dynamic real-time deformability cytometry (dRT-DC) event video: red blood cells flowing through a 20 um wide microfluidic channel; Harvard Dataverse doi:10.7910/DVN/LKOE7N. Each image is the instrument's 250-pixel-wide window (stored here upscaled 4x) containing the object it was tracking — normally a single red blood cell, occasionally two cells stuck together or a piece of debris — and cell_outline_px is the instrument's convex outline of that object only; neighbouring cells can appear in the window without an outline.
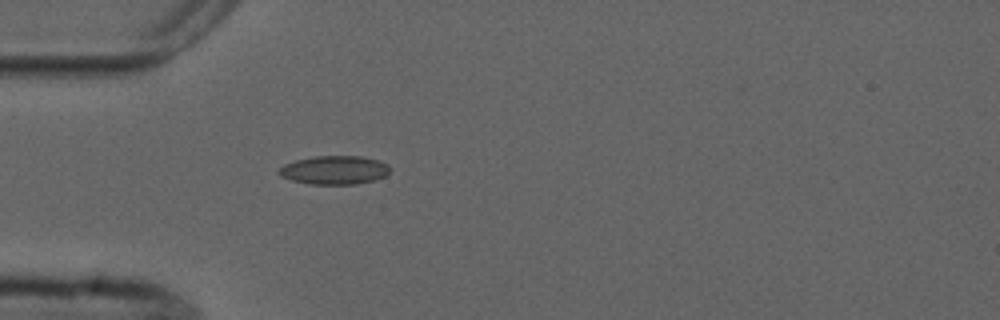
{"species": "common noctule bat (a hibernating species)", "species_latin": "Nyctalus noctula", "temperature_condition": "cold", "stored_images_in_passage": 1, "camera_frame_rate_fps": 3000, "um_per_image_px": 0.085, "animal": {"sex": "male", "forearm_length_mm": 52.5}, "frame": {"image": 1, "passage_image": 1, "time_ms": 0.0, "image_size_px": [1000, 320], "cell_outline_px": [[392, 168], [384, 176], [372, 180], [356, 184], [312, 184], [292, 180], [280, 176], [276, 172], [284, 164], [296, 160], [316, 156], [360, 156], [376, 160], [388, 164]], "centroid_in_image_um": [28.4, 14.45], "position_along_channel_um": 56.6, "area_um2": 18.38}}